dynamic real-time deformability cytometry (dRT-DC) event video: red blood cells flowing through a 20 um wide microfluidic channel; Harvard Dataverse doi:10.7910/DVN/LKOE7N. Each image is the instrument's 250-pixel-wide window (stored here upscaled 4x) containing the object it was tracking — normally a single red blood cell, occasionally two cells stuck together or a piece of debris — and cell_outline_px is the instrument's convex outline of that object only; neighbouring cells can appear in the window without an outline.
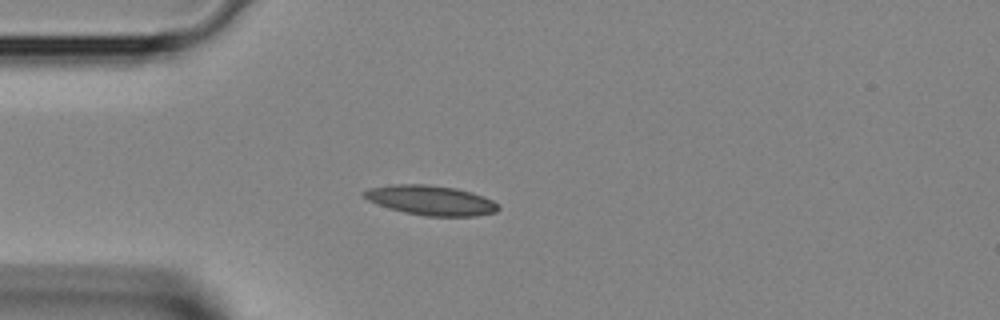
{"species": "Egyptian fruit bat (a non-hibernating species)", "species_latin": "Rousettus aegyptiacus", "temperature_condition": "room temperature", "stored_images_in_passage": 3, "camera_frame_rate_fps": 3000, "um_per_image_px": 0.085, "animal": {"sex": "female"}, "frame": {"image": 1, "passage_image": 3, "time_ms": 0.667, "image_size_px": [1000, 320], "cell_outline_px": [[500, 208], [496, 212], [476, 216], [424, 216], [404, 212], [388, 208], [376, 204], [368, 200], [360, 192], [368, 188], [396, 184], [428, 184], [456, 188], [472, 192], [492, 200]], "centroid_in_image_um": [36.59, 17.02], "position_along_channel_um": 48.4, "area_um2": 23.35}}